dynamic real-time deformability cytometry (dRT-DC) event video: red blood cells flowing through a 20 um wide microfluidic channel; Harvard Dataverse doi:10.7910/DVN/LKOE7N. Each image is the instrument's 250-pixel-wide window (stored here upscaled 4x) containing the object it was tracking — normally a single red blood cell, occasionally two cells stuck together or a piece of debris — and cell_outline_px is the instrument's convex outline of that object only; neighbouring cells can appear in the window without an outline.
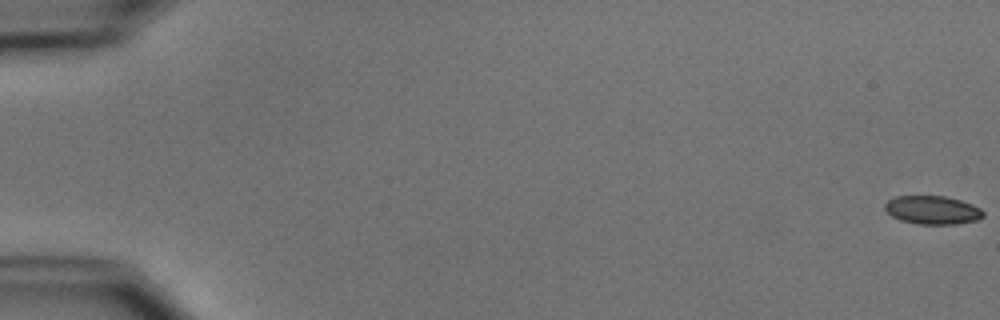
{"species": "common noctule bat (a hibernating species)", "species_latin": "Nyctalus noctula", "temperature_condition": "cold", "stored_images_in_passage": 19, "camera_frame_rate_fps": 3000, "um_per_image_px": 0.085, "animal": {"sex": "male", "body_mass_g": 15.6}, "frame": {"image": 1, "passage_image": 1, "time_ms": 0.0, "image_size_px": [1000, 320], "cell_outline_px": [[984, 216], [976, 220], [956, 224], [920, 224], [900, 220], [892, 216], [884, 208], [884, 204], [888, 200], [896, 196], [944, 196], [960, 200], [972, 204], [980, 208], [984, 212]], "centroid_in_image_um": [79.26, 17.85], "position_along_channel_um": 5.7, "area_um2": 16.24}}
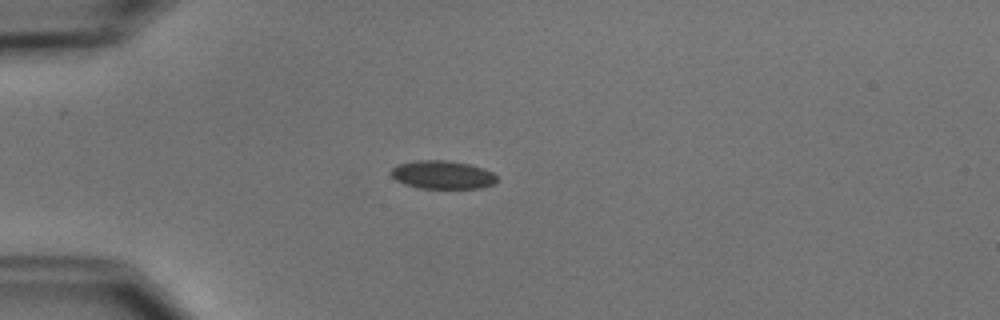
{"frame": {"image": 2, "passage_image": 16, "time_ms": 5.0, "image_size_px": [1000, 320], "cell_outline_px": [[496, 180], [492, 184], [480, 188], [416, 188], [404, 184], [396, 180], [392, 176], [392, 168], [400, 164], [416, 160], [444, 160], [468, 164], [484, 168], [492, 172], [496, 176]], "centroid_in_image_um": [37.6, 14.86], "position_along_channel_um": 47.4, "area_um2": 17.28}}